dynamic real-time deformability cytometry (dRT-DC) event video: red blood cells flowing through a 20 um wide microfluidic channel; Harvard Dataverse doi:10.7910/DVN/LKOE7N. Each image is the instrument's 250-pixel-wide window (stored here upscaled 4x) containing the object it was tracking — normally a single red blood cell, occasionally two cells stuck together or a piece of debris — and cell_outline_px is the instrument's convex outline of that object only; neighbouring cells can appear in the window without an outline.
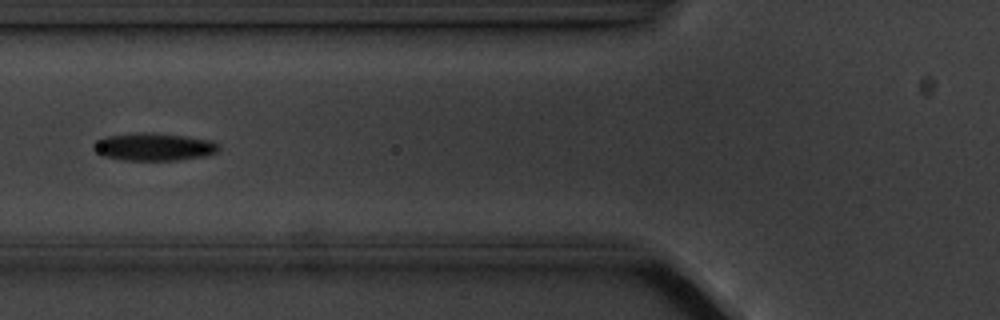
{"species": "common noctule bat (a hibernating species)", "species_latin": "Nyctalus noctula", "temperature_condition": "cold", "stored_images_in_passage": 7, "camera_frame_rate_fps": 3000, "um_per_image_px": 0.085, "animal": {"sex": "male", "body_mass_g": 20.1, "forearm_length_mm": 53.5}, "frame": {"image": 1, "passage_image": 5, "time_ms": 4.333, "image_size_px": [1000, 320], "cell_outline_px": [[220, 148], [216, 152], [208, 156], [176, 160], [124, 160], [100, 156], [92, 148], [96, 140], [104, 136], [136, 132], [152, 132], [188, 136], [212, 140]], "centroid_in_image_um": [13.05, 12.47], "position_along_channel_um": 112.8, "area_um2": 20.58}}